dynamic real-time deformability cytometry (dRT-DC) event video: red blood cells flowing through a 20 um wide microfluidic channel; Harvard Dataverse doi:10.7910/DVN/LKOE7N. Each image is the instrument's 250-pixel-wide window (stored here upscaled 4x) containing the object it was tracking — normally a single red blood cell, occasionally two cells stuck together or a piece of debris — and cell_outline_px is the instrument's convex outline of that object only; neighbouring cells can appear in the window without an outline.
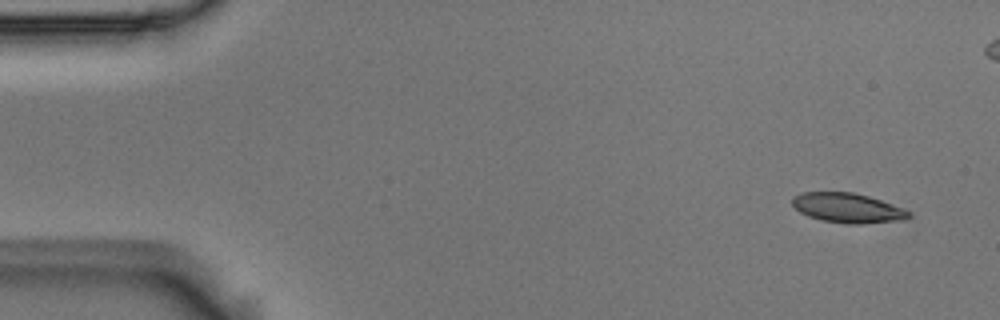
{"species": "Egyptian fruit bat (a non-hibernating species)", "species_latin": "Rousettus aegyptiacus", "temperature_condition": "room temperature", "stored_images_in_passage": 6, "camera_frame_rate_fps": 3000, "um_per_image_px": 0.085, "animal": {"sex": "male"}, "frame": {"image": 1, "passage_image": 1, "time_ms": 0.0, "image_size_px": [1000, 320], "cell_outline_px": [[912, 216], [904, 220], [860, 224], [848, 224], [820, 220], [808, 216], [800, 212], [792, 204], [792, 196], [800, 192], [852, 192], [868, 196], [880, 200], [912, 212]], "centroid_in_image_um": [72.04, 17.68], "position_along_channel_um": 13.0, "area_um2": 20.23}}
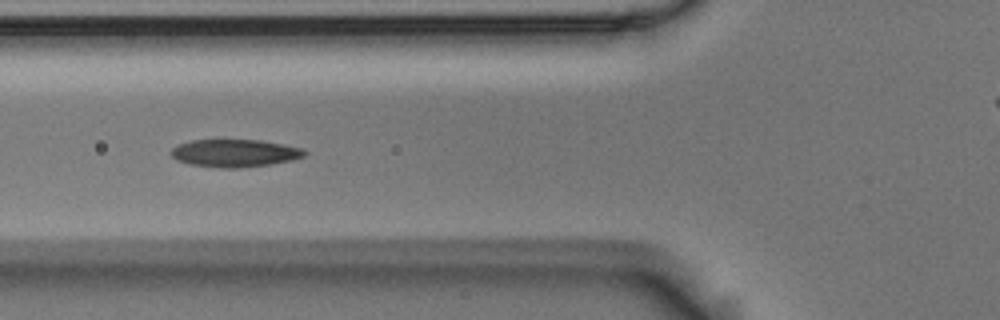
{"frame": {"image": 2, "passage_image": 6, "time_ms": 1.667, "image_size_px": [1000, 320], "cell_outline_px": [[308, 152], [304, 156], [292, 160], [268, 164], [236, 168], [220, 168], [192, 164], [176, 160], [168, 152], [176, 144], [192, 140], [260, 140], [300, 148]], "centroid_in_image_um": [19.89, 13.01], "position_along_channel_um": 105.9, "area_um2": 21.33}}